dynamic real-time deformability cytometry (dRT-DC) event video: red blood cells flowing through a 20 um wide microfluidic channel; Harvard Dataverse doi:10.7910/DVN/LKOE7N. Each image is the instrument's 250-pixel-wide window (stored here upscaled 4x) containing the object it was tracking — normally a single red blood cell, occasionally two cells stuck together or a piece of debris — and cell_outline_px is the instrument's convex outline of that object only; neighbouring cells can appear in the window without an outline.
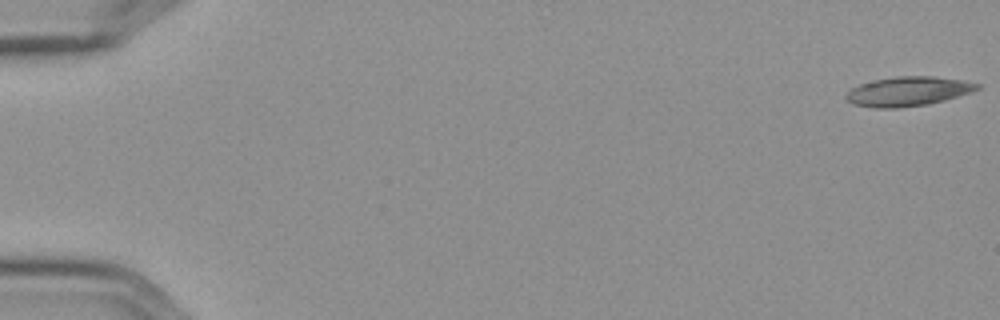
{"species": "Egyptian fruit bat (a non-hibernating species)", "species_latin": "Rousettus aegyptiacus", "temperature_condition": "cold", "stored_images_in_passage": 6, "camera_frame_rate_fps": 3000, "um_per_image_px": 0.085, "frame": {"image": 1, "passage_image": 1, "time_ms": 0.0, "image_size_px": [1000, 320], "cell_outline_px": [[980, 88], [944, 100], [928, 104], [900, 108], [876, 108], [852, 104], [844, 96], [852, 88], [860, 84], [876, 80], [896, 76], [932, 76], [964, 80], [980, 84]], "centroid_in_image_um": [77.16, 7.77], "position_along_channel_um": 7.8, "area_um2": 22.25}}
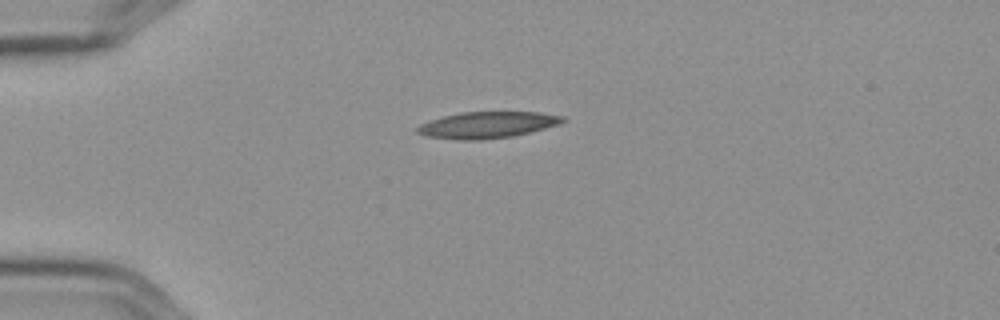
{"frame": {"image": 2, "passage_image": 5, "time_ms": 1.333, "image_size_px": [1000, 320], "cell_outline_px": [[568, 120], [560, 124], [512, 136], [480, 140], [460, 140], [428, 136], [416, 132], [416, 128], [420, 124], [428, 120], [460, 112], [540, 112], [564, 116]], "centroid_in_image_um": [41.43, 10.61], "position_along_channel_um": 43.6, "area_um2": 22.37}}